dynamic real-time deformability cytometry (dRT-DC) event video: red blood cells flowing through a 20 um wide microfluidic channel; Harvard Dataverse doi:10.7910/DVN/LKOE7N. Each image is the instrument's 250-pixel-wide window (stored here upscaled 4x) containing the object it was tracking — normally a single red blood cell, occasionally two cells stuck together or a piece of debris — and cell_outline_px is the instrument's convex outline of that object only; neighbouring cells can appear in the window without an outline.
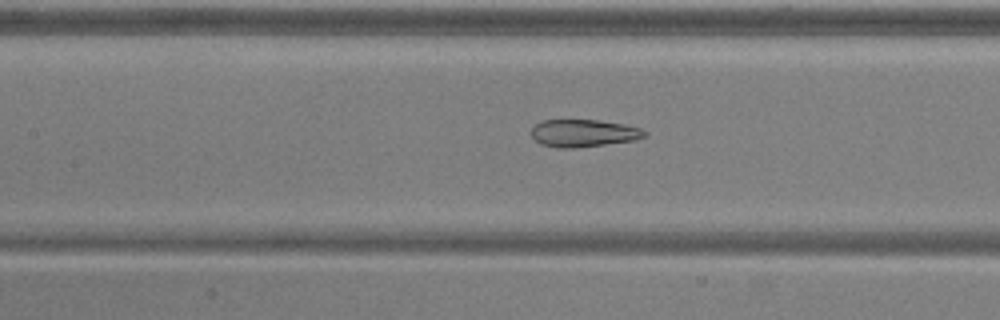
{"species": "common noctule bat (a hibernating species)", "species_latin": "Nyctalus noctula", "temperature_condition": "warm", "stored_images_in_passage": 35, "camera_frame_rate_fps": 3000, "um_per_image_px": 0.085, "animal": {"sex": "male", "body_mass_g": 20.5, "forearm_length_mm": 52.5}, "frame": {"image": 1, "passage_image": 16, "time_ms": 5.0, "image_size_px": [1000, 320], "cell_outline_px": [[648, 136], [632, 140], [576, 148], [560, 148], [540, 144], [532, 136], [532, 128], [536, 124], [544, 120], [600, 120], [624, 124], [640, 128], [648, 132]], "centroid_in_image_um": [49.62, 11.31], "position_along_channel_um": 157.8, "area_um2": 18.03}}
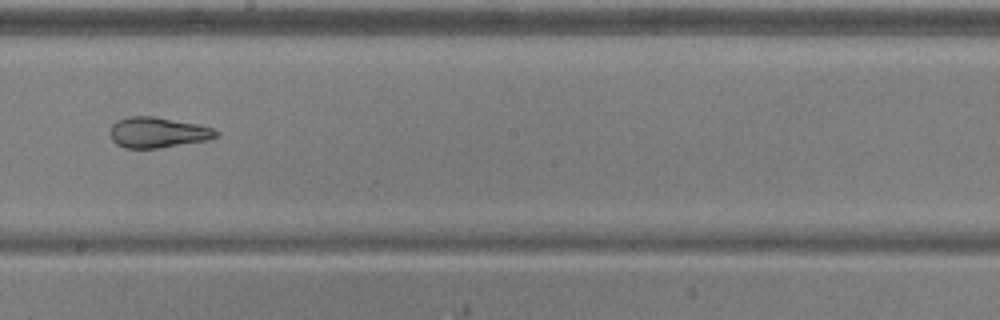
{"frame": {"image": 2, "passage_image": 22, "time_ms": 7.0, "image_size_px": [1000, 320], "cell_outline_px": [[220, 136], [208, 140], [160, 148], [124, 148], [116, 144], [112, 140], [108, 132], [112, 124], [116, 120], [128, 116], [152, 116], [200, 124], [212, 128], [220, 132]], "centroid_in_image_um": [13.4, 11.26], "position_along_channel_um": 234.8, "area_um2": 19.25}}
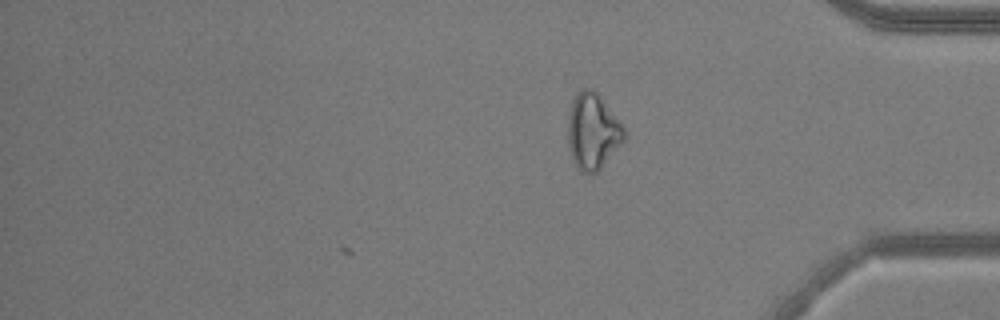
{"frame": {"image": 3, "passage_image": 35, "time_ms": 11.333, "image_size_px": [1000, 320], "cell_outline_px": [[628, 136], [600, 168], [596, 172], [580, 172], [572, 156], [568, 144], [568, 120], [572, 100], [576, 92], [580, 88], [592, 88], [600, 96], [624, 128]], "centroid_in_image_um": [50.38, 11.13], "position_along_channel_um": 384.8, "area_um2": 24.62}, "authors_computed_cell_mechanics": {"area_um2": 19.1896, "velocity_mm_per_s": 3.8554, "shape_relaxation_time_tau1_ms": null, "shape_relaxation_time_tau2_ms": 4.1152, "deformation_change_tau1": null, "deformation_change_tau2": 0.0628}}